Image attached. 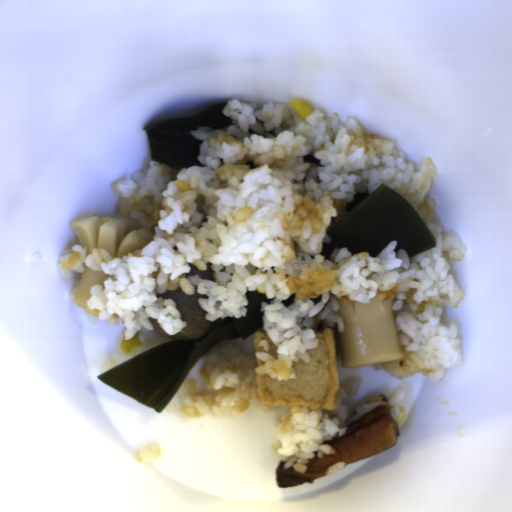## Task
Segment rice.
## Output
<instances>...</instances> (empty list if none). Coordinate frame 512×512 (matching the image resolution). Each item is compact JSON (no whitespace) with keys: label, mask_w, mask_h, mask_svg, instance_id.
<instances>
[{"label":"rice","mask_w":512,"mask_h":512,"mask_svg":"<svg viewBox=\"0 0 512 512\" xmlns=\"http://www.w3.org/2000/svg\"><path fill=\"white\" fill-rule=\"evenodd\" d=\"M289 101L242 103L229 99L221 110L231 120L214 130L200 125L190 130L201 141L194 164L170 180V167L155 160L113 182L124 200L123 217L138 225L141 250L112 256L106 249L69 246L59 256V273L86 268L105 278L89 290L88 309L97 320L126 328L133 339L141 327L153 331L150 320L174 336L187 327L174 298L157 296L183 291L197 298L205 320L247 317V291L265 293L260 299L261 329L276 347L258 339L264 351L255 366L234 340L202 354L200 378L206 386L195 391L188 375L179 404L166 411L192 419H217L245 413L257 397L258 374L278 380L296 378L294 364L311 361L308 352L320 347L315 325L346 331L336 313L340 305L369 304L383 293L391 301L404 359L373 364L394 379L416 374L442 380L449 368H461L464 351L460 326L444 322L450 306L458 308L466 292L451 266L464 260L468 247L458 231L446 232L435 219L436 197L429 196L438 165L422 157L419 169L407 151L368 130L356 116L340 121L310 108L302 119ZM396 189L418 211L438 246L412 256L387 243L374 258L351 255L345 246L320 252L329 242L326 232L380 182ZM211 261L217 281L194 284L185 277L187 264L206 270Z\"/></svg>","instance_id":"obj_1"},{"label":"rice","mask_w":512,"mask_h":512,"mask_svg":"<svg viewBox=\"0 0 512 512\" xmlns=\"http://www.w3.org/2000/svg\"><path fill=\"white\" fill-rule=\"evenodd\" d=\"M362 376H347L343 379L335 394L338 410L330 417L323 413V408L309 409L308 407H291L283 411L274 430L278 443H270L272 450L279 455L288 457L283 465L284 470L290 467L295 472L305 474L308 463L317 456L318 460L325 455H337L335 446L324 441L345 436L348 423L358 419L378 406L389 407V416L393 419L399 415V407L405 393L402 385L393 388L388 397L384 395L373 396L356 406L352 416L349 407L343 403L349 396L357 394L362 385ZM338 434V435H337ZM317 453V454H316Z\"/></svg>","instance_id":"obj_2"},{"label":"rice","mask_w":512,"mask_h":512,"mask_svg":"<svg viewBox=\"0 0 512 512\" xmlns=\"http://www.w3.org/2000/svg\"><path fill=\"white\" fill-rule=\"evenodd\" d=\"M161 455V446L155 440L146 441L144 449L133 453V459L142 465L152 464Z\"/></svg>","instance_id":"obj_3"}]
</instances>
